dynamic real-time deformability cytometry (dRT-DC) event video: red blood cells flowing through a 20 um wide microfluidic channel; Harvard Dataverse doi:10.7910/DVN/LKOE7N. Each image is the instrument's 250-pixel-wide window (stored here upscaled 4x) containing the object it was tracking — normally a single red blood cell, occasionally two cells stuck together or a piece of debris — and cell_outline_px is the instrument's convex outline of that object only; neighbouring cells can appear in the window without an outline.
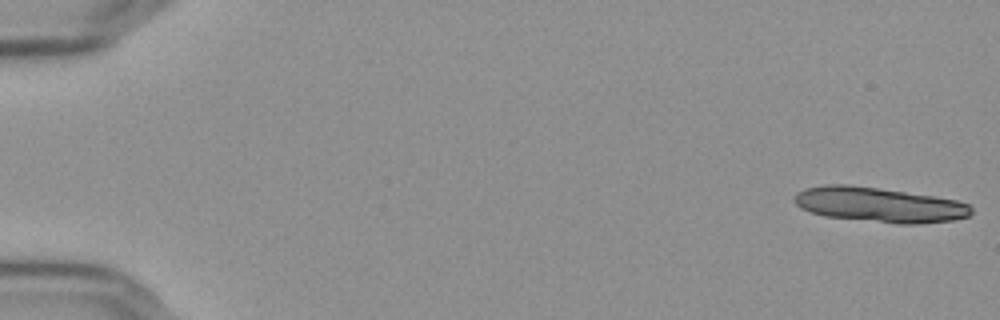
{"species": "Egyptian fruit bat (a non-hibernating species)", "species_latin": "Rousettus aegyptiacus", "temperature_condition": "cold", "stored_images_in_passage": 16, "camera_frame_rate_fps": 3000, "um_per_image_px": 0.085, "frame": {"image": 1, "passage_image": 1, "time_ms": 0.0, "image_size_px": [1000, 320], "cell_outline_px": [[972, 212], [968, 216], [952, 220], [916, 224], [896, 224], [824, 216], [800, 208], [792, 200], [796, 192], [804, 188], [824, 184], [848, 184], [932, 196], [956, 200], [968, 204], [972, 208]], "centroid_in_image_um": [74.67, 17.4], "position_along_channel_um": 10.3, "area_um2": 35.95}}